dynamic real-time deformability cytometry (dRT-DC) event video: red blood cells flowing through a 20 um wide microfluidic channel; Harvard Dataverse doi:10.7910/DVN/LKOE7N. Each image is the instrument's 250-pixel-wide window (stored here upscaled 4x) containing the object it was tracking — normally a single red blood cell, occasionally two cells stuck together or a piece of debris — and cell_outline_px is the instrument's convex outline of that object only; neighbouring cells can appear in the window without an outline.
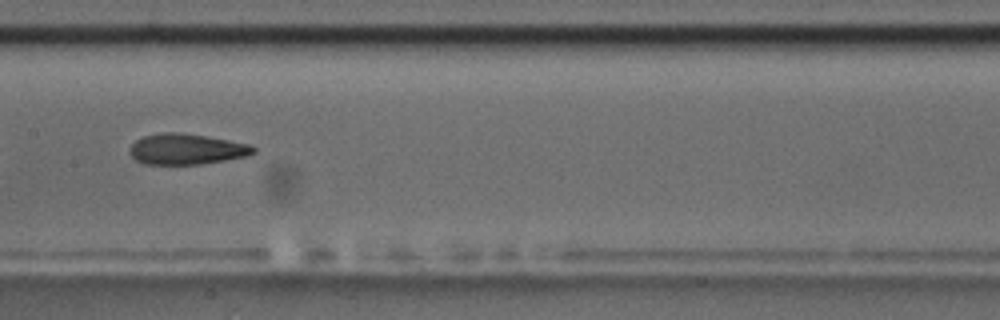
{"species": "common noctule bat (a hibernating species)", "species_latin": "Nyctalus noctula", "temperature_condition": "room temperature", "stored_images_in_passage": 8, "camera_frame_rate_fps": 3000, "um_per_image_px": 0.085, "animal": {"sex": "male", "body_mass_g": 17.5, "forearm_length_mm": 52.3}, "frame": {"image": 1, "passage_image": 7, "time_ms": 6.667, "image_size_px": [1000, 320], "cell_outline_px": [[256, 152], [248, 156], [200, 164], [144, 164], [136, 160], [128, 152], [132, 144], [136, 140], [144, 136], [164, 132], [180, 132], [228, 140], [248, 144], [256, 148]], "centroid_in_image_um": [15.84, 12.68], "position_along_channel_um": 191.6, "area_um2": 22.02}}